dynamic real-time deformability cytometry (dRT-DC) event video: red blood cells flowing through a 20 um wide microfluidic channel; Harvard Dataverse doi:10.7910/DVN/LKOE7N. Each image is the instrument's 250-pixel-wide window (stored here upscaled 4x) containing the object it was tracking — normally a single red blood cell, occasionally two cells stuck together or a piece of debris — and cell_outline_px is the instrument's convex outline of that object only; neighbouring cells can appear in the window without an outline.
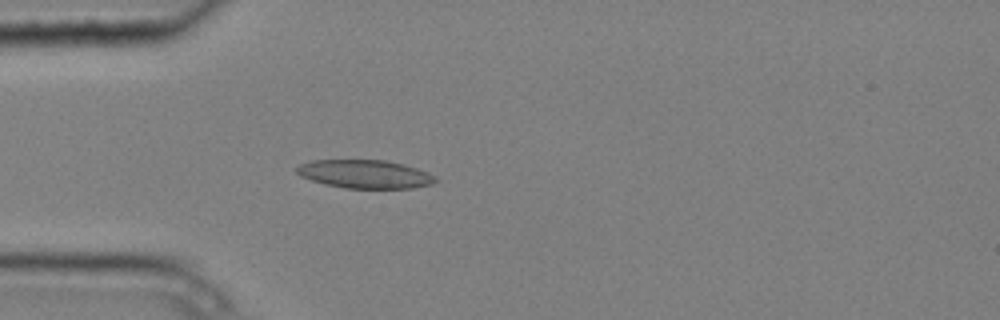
{"species": "common noctule bat (a hibernating species)", "species_latin": "Nyctalus noctula", "temperature_condition": "cold", "stored_images_in_passage": 5, "camera_frame_rate_fps": 3000, "um_per_image_px": 0.085, "animal": {"sex": "male", "body_mass_g": 20.4}, "frame": {"image": 1, "passage_image": 5, "time_ms": 1.333, "image_size_px": [1000, 320], "cell_outline_px": [[440, 180], [432, 184], [412, 188], [344, 188], [324, 184], [300, 176], [296, 172], [296, 168], [300, 164], [312, 160], [384, 160], [404, 164], [428, 172]], "centroid_in_image_um": [31.03, 14.8], "position_along_channel_um": 54.0, "area_um2": 23.0}}